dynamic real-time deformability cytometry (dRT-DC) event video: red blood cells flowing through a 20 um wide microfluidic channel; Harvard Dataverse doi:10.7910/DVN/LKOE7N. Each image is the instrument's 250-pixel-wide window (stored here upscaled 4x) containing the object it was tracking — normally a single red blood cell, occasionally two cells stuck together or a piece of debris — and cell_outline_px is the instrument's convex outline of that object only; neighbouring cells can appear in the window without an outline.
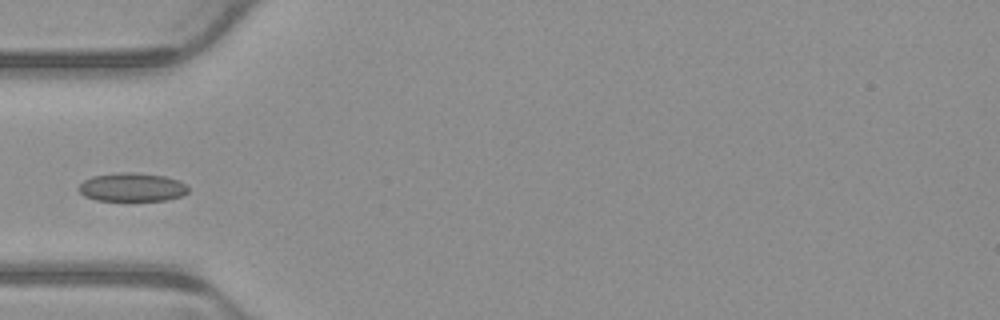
{"species": "common noctule bat (a hibernating species)", "species_latin": "Nyctalus noctula", "temperature_condition": "warm", "stored_images_in_passage": 5, "camera_frame_rate_fps": 3000, "um_per_image_px": 0.085, "animal": {"sex": "male", "body_mass_g": 23.1, "forearm_length_mm": 52.7}, "frame": {"image": 1, "passage_image": 5, "time_ms": 1.333, "image_size_px": [1000, 320], "cell_outline_px": [[188, 192], [180, 196], [168, 200], [96, 200], [84, 196], [76, 188], [84, 180], [92, 176], [120, 172], [132, 172], [164, 176], [188, 184]], "centroid_in_image_um": [11.2, 15.91], "position_along_channel_um": 73.8, "area_um2": 18.21}}